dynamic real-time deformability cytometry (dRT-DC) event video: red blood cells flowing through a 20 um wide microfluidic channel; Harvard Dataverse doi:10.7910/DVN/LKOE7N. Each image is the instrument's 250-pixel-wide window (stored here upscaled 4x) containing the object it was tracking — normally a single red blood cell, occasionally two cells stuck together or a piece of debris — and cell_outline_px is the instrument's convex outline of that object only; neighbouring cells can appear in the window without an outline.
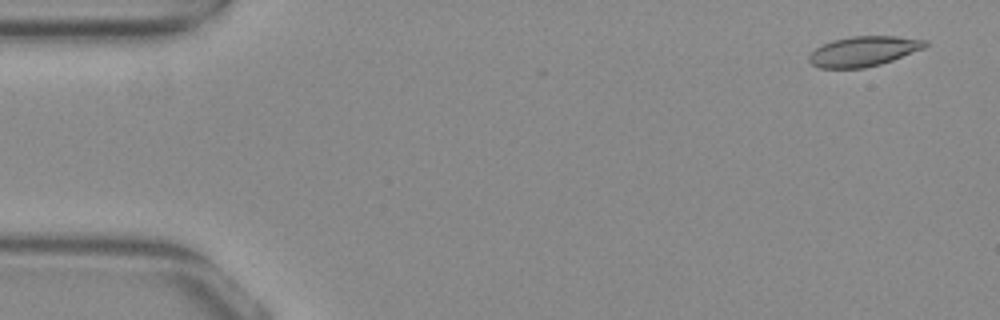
{"species": "common noctule bat (a hibernating species)", "species_latin": "Nyctalus noctula", "temperature_condition": "warm", "stored_images_in_passage": 6, "camera_frame_rate_fps": 3000, "um_per_image_px": 0.085, "animal": {"sex": "female", "body_mass_g": 29.2, "forearm_length_mm": 56.3}, "frame": {"image": 1, "passage_image": 2, "time_ms": 0.333, "image_size_px": [1000, 320], "cell_outline_px": [[928, 44], [924, 48], [892, 60], [880, 64], [864, 68], [820, 68], [812, 64], [808, 60], [808, 56], [816, 48], [832, 40], [852, 36], [896, 36], [928, 40]], "centroid_in_image_um": [73.41, 4.35], "position_along_channel_um": 11.6, "area_um2": 20.23}}